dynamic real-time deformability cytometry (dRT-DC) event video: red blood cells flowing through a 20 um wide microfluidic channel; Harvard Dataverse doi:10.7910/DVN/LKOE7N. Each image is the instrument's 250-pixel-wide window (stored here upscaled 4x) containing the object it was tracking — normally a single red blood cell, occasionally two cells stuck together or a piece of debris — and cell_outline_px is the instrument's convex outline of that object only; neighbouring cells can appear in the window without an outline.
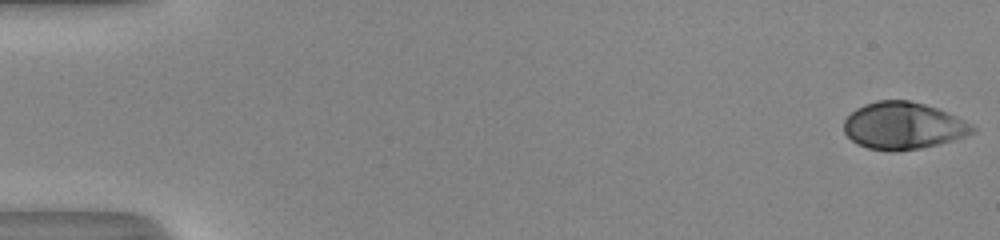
{"species": "human", "species_latin": "Homo sapiens", "temperature_condition": "room temperature", "stored_images_in_passage": 52, "camera_frame_rate_fps": 3000, "um_per_image_px": 0.085, "donor": {"sex": "male"}, "frame": {"image": 1, "passage_image": 1, "time_ms": 0.0, "image_size_px": [1000, 240], "cell_outline_px": [[976, 132], [968, 136], [920, 148], [896, 152], [888, 152], [868, 148], [856, 144], [844, 132], [844, 120], [856, 108], [864, 104], [876, 100], [908, 100], [924, 104], [948, 112], [972, 124], [976, 128]], "centroid_in_image_um": [76.77, 10.7], "position_along_channel_um": 8.2, "area_um2": 35.49}}
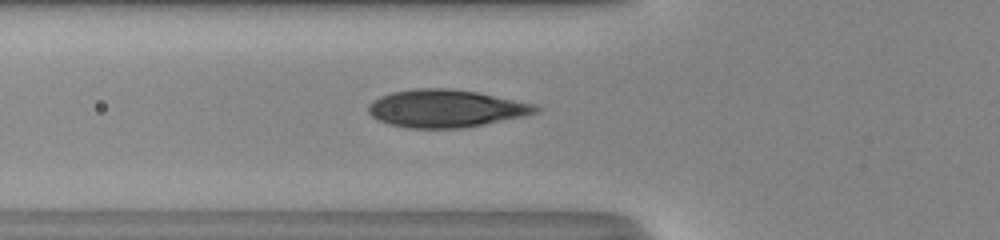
{"frame": {"image": 2, "passage_image": 20, "time_ms": 6.333, "image_size_px": [1000, 240], "cell_outline_px": [[544, 108], [540, 112], [524, 116], [484, 124], [460, 128], [408, 128], [388, 124], [372, 116], [368, 112], [368, 104], [372, 100], [380, 96], [392, 92], [416, 88], [448, 88], [476, 92], [536, 104]], "centroid_in_image_um": [37.91, 9.22], "position_along_channel_um": 87.9, "area_um2": 36.82}}
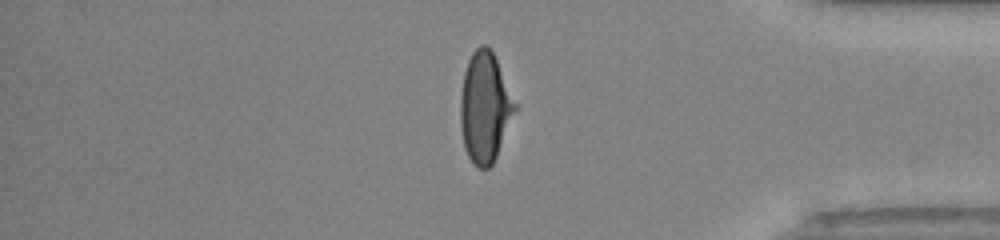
{"frame": {"image": 3, "passage_image": 44, "time_ms": 14.333, "image_size_px": [1000, 240], "cell_outline_px": [[520, 108], [492, 164], [488, 168], [476, 168], [472, 164], [464, 148], [460, 128], [460, 96], [464, 72], [468, 60], [472, 52], [480, 44], [484, 44], [492, 52], [520, 104]], "centroid_in_image_um": [41.26, 9.14], "position_along_channel_um": 393.9, "area_um2": 36.13}, "authors_computed_cell_mechanics": {"area_um2": 35.6048, "velocity_mm_per_s": 4.1185, "shape_relaxation_time_tau1_ms": 5.8545, "shape_relaxation_time_tau2_ms": null, "deformation_change_tau1": 0.2646, "deformation_change_tau2": null}}